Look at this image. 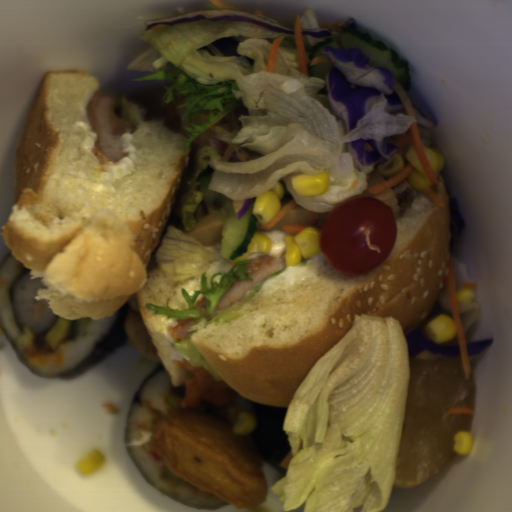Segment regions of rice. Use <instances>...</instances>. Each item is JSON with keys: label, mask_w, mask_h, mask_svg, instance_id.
Listing matches in <instances>:
<instances>
[{"label": "rice", "mask_w": 512, "mask_h": 512, "mask_svg": "<svg viewBox=\"0 0 512 512\" xmlns=\"http://www.w3.org/2000/svg\"><path fill=\"white\" fill-rule=\"evenodd\" d=\"M42 277L32 279L31 273L15 287L14 299L17 318L30 330L39 331L45 328L55 314L50 310V300H35L39 289L48 288L42 283Z\"/></svg>", "instance_id": "obj_3"}, {"label": "rice", "mask_w": 512, "mask_h": 512, "mask_svg": "<svg viewBox=\"0 0 512 512\" xmlns=\"http://www.w3.org/2000/svg\"><path fill=\"white\" fill-rule=\"evenodd\" d=\"M185 385L175 387L165 366L155 374L136 401L129 425V448L143 474L164 492L186 504L214 506L225 501L171 472L149 446L159 420L174 414H209L222 417L235 427L241 412L234 402L216 408L204 400L194 408L182 409Z\"/></svg>", "instance_id": "obj_1"}, {"label": "rice", "mask_w": 512, "mask_h": 512, "mask_svg": "<svg viewBox=\"0 0 512 512\" xmlns=\"http://www.w3.org/2000/svg\"><path fill=\"white\" fill-rule=\"evenodd\" d=\"M27 269L24 263L15 260L13 255L4 263L0 272V319L5 333L21 350L30 365L38 374L55 375L91 355L95 344L111 325L112 314L105 319H91L86 335L67 339L64 335L57 348L51 352L39 351L32 333L24 332L16 323L13 307L8 294L11 284Z\"/></svg>", "instance_id": "obj_2"}]
</instances>
